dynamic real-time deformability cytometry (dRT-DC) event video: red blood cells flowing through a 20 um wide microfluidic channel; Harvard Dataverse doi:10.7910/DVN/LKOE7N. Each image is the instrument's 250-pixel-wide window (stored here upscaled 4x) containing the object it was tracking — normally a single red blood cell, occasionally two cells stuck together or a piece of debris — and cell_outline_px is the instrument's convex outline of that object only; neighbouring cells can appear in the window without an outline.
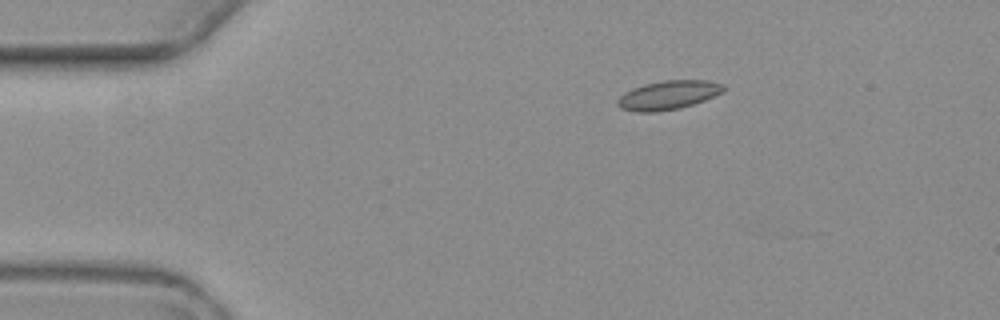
{"species": "common noctule bat (a hibernating species)", "species_latin": "Nyctalus noctula", "temperature_condition": "warm", "stored_images_in_passage": 6, "camera_frame_rate_fps": 3000, "um_per_image_px": 0.085, "animal": {"sex": "female", "body_mass_g": 19.3, "forearm_length_mm": 54.1}, "frame": {"image": 1, "passage_image": 3, "time_ms": 2.333, "image_size_px": [1000, 320], "cell_outline_px": [[728, 88], [724, 92], [704, 100], [680, 108], [656, 112], [636, 112], [620, 108], [616, 104], [616, 100], [624, 92], [632, 88], [644, 84], [664, 80], [708, 80], [724, 84]], "centroid_in_image_um": [56.81, 8.08], "position_along_channel_um": 28.2, "area_um2": 18.09}}